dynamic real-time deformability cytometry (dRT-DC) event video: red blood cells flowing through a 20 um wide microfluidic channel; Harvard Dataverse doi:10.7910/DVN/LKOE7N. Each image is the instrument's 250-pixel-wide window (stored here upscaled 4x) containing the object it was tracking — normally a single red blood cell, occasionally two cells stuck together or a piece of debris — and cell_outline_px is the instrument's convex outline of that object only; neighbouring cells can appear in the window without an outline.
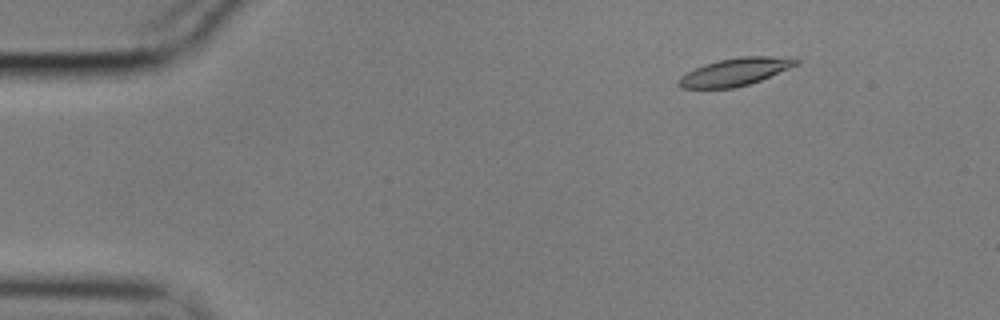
{"species": "common noctule bat (a hibernating species)", "species_latin": "Nyctalus noctula", "temperature_condition": "cold", "stored_images_in_passage": 57, "camera_frame_rate_fps": 3000, "um_per_image_px": 0.085, "animal": {"sex": "male", "body_mass_g": 17.9}, "frame": {"image": 1, "passage_image": 8, "time_ms": 2.333, "image_size_px": [1000, 320], "cell_outline_px": [[800, 60], [796, 64], [788, 68], [760, 80], [748, 84], [732, 88], [680, 88], [676, 84], [676, 80], [680, 76], [704, 64], [720, 60], [740, 56], [796, 56]], "centroid_in_image_um": [62.48, 6.09], "position_along_channel_um": 22.5, "area_um2": 18.9}}
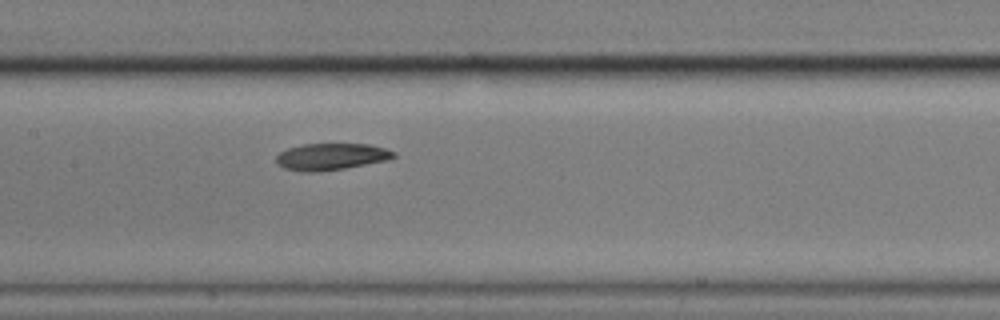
{"frame": {"image": 2, "passage_image": 28, "time_ms": 9.0, "image_size_px": [1000, 320], "cell_outline_px": [[396, 156], [388, 160], [344, 168], [320, 172], [300, 172], [284, 168], [276, 164], [276, 156], [280, 152], [288, 148], [304, 144], [368, 144], [384, 148], [396, 152]], "centroid_in_image_um": [28.12, 13.32], "position_along_channel_um": 179.3, "area_um2": 18.38}}
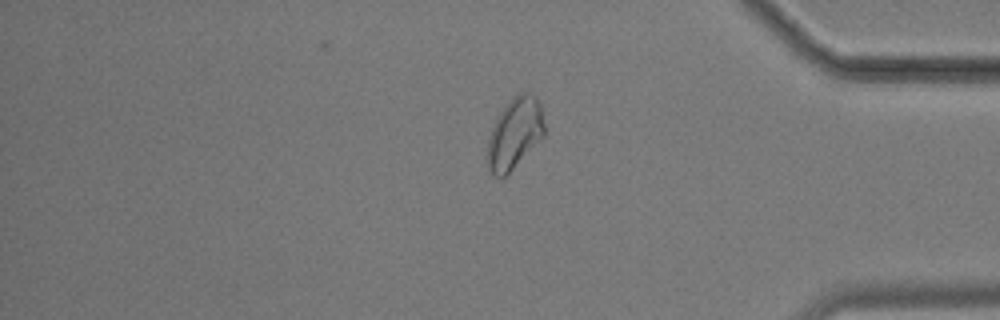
{"frame": {"image": 3, "passage_image": 48, "time_ms": 15.667, "image_size_px": [1000, 320], "cell_outline_px": [[544, 136], [504, 176], [496, 176], [488, 172], [488, 140], [492, 128], [500, 112], [512, 96], [516, 92], [532, 92], [536, 96], [540, 104], [544, 124]], "centroid_in_image_um": [43.76, 11.28], "position_along_channel_um": 391.4, "area_um2": 23.24}, "authors_computed_cell_mechanics": {"area_um2": 18.8428, "velocity_mm_per_s": 3.5177, "shape_relaxation_time_tau1_ms": null, "shape_relaxation_time_tau2_ms": 6.8088, "deformation_change_tau1": null, "deformation_change_tau2": 0.1033}}